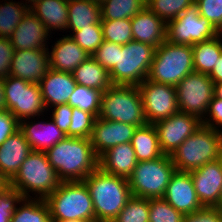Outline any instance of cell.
<instances>
[{"label":"cell","instance_id":"obj_1","mask_svg":"<svg viewBox=\"0 0 222 222\" xmlns=\"http://www.w3.org/2000/svg\"><path fill=\"white\" fill-rule=\"evenodd\" d=\"M45 153L61 182L83 181L99 167L89 138L66 136Z\"/></svg>","mask_w":222,"mask_h":222},{"label":"cell","instance_id":"obj_2","mask_svg":"<svg viewBox=\"0 0 222 222\" xmlns=\"http://www.w3.org/2000/svg\"><path fill=\"white\" fill-rule=\"evenodd\" d=\"M83 182L93 202L96 222H112L132 196L128 179L106 173L100 167Z\"/></svg>","mask_w":222,"mask_h":222},{"label":"cell","instance_id":"obj_3","mask_svg":"<svg viewBox=\"0 0 222 222\" xmlns=\"http://www.w3.org/2000/svg\"><path fill=\"white\" fill-rule=\"evenodd\" d=\"M60 183L46 153L32 151L9 181V190L19 198H32L29 192H34L37 199H46Z\"/></svg>","mask_w":222,"mask_h":222},{"label":"cell","instance_id":"obj_4","mask_svg":"<svg viewBox=\"0 0 222 222\" xmlns=\"http://www.w3.org/2000/svg\"><path fill=\"white\" fill-rule=\"evenodd\" d=\"M178 171L190 172L222 157V132L201 125L171 155Z\"/></svg>","mask_w":222,"mask_h":222},{"label":"cell","instance_id":"obj_5","mask_svg":"<svg viewBox=\"0 0 222 222\" xmlns=\"http://www.w3.org/2000/svg\"><path fill=\"white\" fill-rule=\"evenodd\" d=\"M45 201L52 221H95L93 202L83 181L61 182Z\"/></svg>","mask_w":222,"mask_h":222},{"label":"cell","instance_id":"obj_6","mask_svg":"<svg viewBox=\"0 0 222 222\" xmlns=\"http://www.w3.org/2000/svg\"><path fill=\"white\" fill-rule=\"evenodd\" d=\"M192 72V46L173 44L165 40L156 48L147 79L155 83L176 86Z\"/></svg>","mask_w":222,"mask_h":222},{"label":"cell","instance_id":"obj_7","mask_svg":"<svg viewBox=\"0 0 222 222\" xmlns=\"http://www.w3.org/2000/svg\"><path fill=\"white\" fill-rule=\"evenodd\" d=\"M99 118L137 127L147 124L138 86L112 85L101 95Z\"/></svg>","mask_w":222,"mask_h":222},{"label":"cell","instance_id":"obj_8","mask_svg":"<svg viewBox=\"0 0 222 222\" xmlns=\"http://www.w3.org/2000/svg\"><path fill=\"white\" fill-rule=\"evenodd\" d=\"M156 47L132 40L118 50L117 64L109 72L113 85L138 86L147 77Z\"/></svg>","mask_w":222,"mask_h":222},{"label":"cell","instance_id":"obj_9","mask_svg":"<svg viewBox=\"0 0 222 222\" xmlns=\"http://www.w3.org/2000/svg\"><path fill=\"white\" fill-rule=\"evenodd\" d=\"M175 170L170 155L166 154L155 160L137 162L128 178L131 195L146 199L163 198Z\"/></svg>","mask_w":222,"mask_h":222},{"label":"cell","instance_id":"obj_10","mask_svg":"<svg viewBox=\"0 0 222 222\" xmlns=\"http://www.w3.org/2000/svg\"><path fill=\"white\" fill-rule=\"evenodd\" d=\"M4 95L7 109L19 122L40 116L46 109L37 83L9 75L4 78Z\"/></svg>","mask_w":222,"mask_h":222},{"label":"cell","instance_id":"obj_11","mask_svg":"<svg viewBox=\"0 0 222 222\" xmlns=\"http://www.w3.org/2000/svg\"><path fill=\"white\" fill-rule=\"evenodd\" d=\"M215 36H217V29L209 20L200 16L196 4L167 22L166 40L173 44L193 46Z\"/></svg>","mask_w":222,"mask_h":222},{"label":"cell","instance_id":"obj_12","mask_svg":"<svg viewBox=\"0 0 222 222\" xmlns=\"http://www.w3.org/2000/svg\"><path fill=\"white\" fill-rule=\"evenodd\" d=\"M175 87L179 111L195 115L202 120L214 96V83L208 74L194 71Z\"/></svg>","mask_w":222,"mask_h":222},{"label":"cell","instance_id":"obj_13","mask_svg":"<svg viewBox=\"0 0 222 222\" xmlns=\"http://www.w3.org/2000/svg\"><path fill=\"white\" fill-rule=\"evenodd\" d=\"M147 124H155L179 112L176 87L147 78L138 85Z\"/></svg>","mask_w":222,"mask_h":222},{"label":"cell","instance_id":"obj_14","mask_svg":"<svg viewBox=\"0 0 222 222\" xmlns=\"http://www.w3.org/2000/svg\"><path fill=\"white\" fill-rule=\"evenodd\" d=\"M153 125L156 128L162 152L171 155L202 123L197 116L179 111Z\"/></svg>","mask_w":222,"mask_h":222},{"label":"cell","instance_id":"obj_15","mask_svg":"<svg viewBox=\"0 0 222 222\" xmlns=\"http://www.w3.org/2000/svg\"><path fill=\"white\" fill-rule=\"evenodd\" d=\"M190 175L203 207H218L222 192V157L191 170Z\"/></svg>","mask_w":222,"mask_h":222},{"label":"cell","instance_id":"obj_16","mask_svg":"<svg viewBox=\"0 0 222 222\" xmlns=\"http://www.w3.org/2000/svg\"><path fill=\"white\" fill-rule=\"evenodd\" d=\"M50 49L15 50L10 64V76L39 84L50 69Z\"/></svg>","mask_w":222,"mask_h":222},{"label":"cell","instance_id":"obj_17","mask_svg":"<svg viewBox=\"0 0 222 222\" xmlns=\"http://www.w3.org/2000/svg\"><path fill=\"white\" fill-rule=\"evenodd\" d=\"M137 126L97 117L90 137L95 154L100 157L111 147L131 142Z\"/></svg>","mask_w":222,"mask_h":222},{"label":"cell","instance_id":"obj_18","mask_svg":"<svg viewBox=\"0 0 222 222\" xmlns=\"http://www.w3.org/2000/svg\"><path fill=\"white\" fill-rule=\"evenodd\" d=\"M163 198L183 215L203 208L197 197L190 172L175 170Z\"/></svg>","mask_w":222,"mask_h":222},{"label":"cell","instance_id":"obj_19","mask_svg":"<svg viewBox=\"0 0 222 222\" xmlns=\"http://www.w3.org/2000/svg\"><path fill=\"white\" fill-rule=\"evenodd\" d=\"M48 33L45 25L31 11H28L9 40L14 50L48 49L49 46L46 44V40H49L48 36L50 37Z\"/></svg>","mask_w":222,"mask_h":222},{"label":"cell","instance_id":"obj_20","mask_svg":"<svg viewBox=\"0 0 222 222\" xmlns=\"http://www.w3.org/2000/svg\"><path fill=\"white\" fill-rule=\"evenodd\" d=\"M39 85L46 111H48V106L51 108L67 104L77 84L72 73L60 72L50 68Z\"/></svg>","mask_w":222,"mask_h":222},{"label":"cell","instance_id":"obj_21","mask_svg":"<svg viewBox=\"0 0 222 222\" xmlns=\"http://www.w3.org/2000/svg\"><path fill=\"white\" fill-rule=\"evenodd\" d=\"M133 40L160 46L166 40L167 23L145 6L130 19Z\"/></svg>","mask_w":222,"mask_h":222},{"label":"cell","instance_id":"obj_22","mask_svg":"<svg viewBox=\"0 0 222 222\" xmlns=\"http://www.w3.org/2000/svg\"><path fill=\"white\" fill-rule=\"evenodd\" d=\"M31 152L32 149L20 129L0 145V173L8 182Z\"/></svg>","mask_w":222,"mask_h":222},{"label":"cell","instance_id":"obj_23","mask_svg":"<svg viewBox=\"0 0 222 222\" xmlns=\"http://www.w3.org/2000/svg\"><path fill=\"white\" fill-rule=\"evenodd\" d=\"M49 52L50 68L60 72L72 73L91 55L83 50L69 35H63L53 44Z\"/></svg>","mask_w":222,"mask_h":222},{"label":"cell","instance_id":"obj_24","mask_svg":"<svg viewBox=\"0 0 222 222\" xmlns=\"http://www.w3.org/2000/svg\"><path fill=\"white\" fill-rule=\"evenodd\" d=\"M34 123L27 119L19 122V129L29 143L32 151L46 152L48 149L64 139L66 135L56 126L52 120Z\"/></svg>","mask_w":222,"mask_h":222},{"label":"cell","instance_id":"obj_25","mask_svg":"<svg viewBox=\"0 0 222 222\" xmlns=\"http://www.w3.org/2000/svg\"><path fill=\"white\" fill-rule=\"evenodd\" d=\"M131 142L111 147L99 157V167L106 173L128 179L137 165Z\"/></svg>","mask_w":222,"mask_h":222},{"label":"cell","instance_id":"obj_26","mask_svg":"<svg viewBox=\"0 0 222 222\" xmlns=\"http://www.w3.org/2000/svg\"><path fill=\"white\" fill-rule=\"evenodd\" d=\"M51 33L66 30L68 26V0H40L29 8Z\"/></svg>","mask_w":222,"mask_h":222},{"label":"cell","instance_id":"obj_27","mask_svg":"<svg viewBox=\"0 0 222 222\" xmlns=\"http://www.w3.org/2000/svg\"><path fill=\"white\" fill-rule=\"evenodd\" d=\"M33 198H19L13 195L9 222H52L45 199ZM16 204L21 205L18 207Z\"/></svg>","mask_w":222,"mask_h":222},{"label":"cell","instance_id":"obj_28","mask_svg":"<svg viewBox=\"0 0 222 222\" xmlns=\"http://www.w3.org/2000/svg\"><path fill=\"white\" fill-rule=\"evenodd\" d=\"M67 30L78 31L101 24L100 3L92 0H68Z\"/></svg>","mask_w":222,"mask_h":222},{"label":"cell","instance_id":"obj_29","mask_svg":"<svg viewBox=\"0 0 222 222\" xmlns=\"http://www.w3.org/2000/svg\"><path fill=\"white\" fill-rule=\"evenodd\" d=\"M72 75L77 85L97 89L102 93L113 85L109 72L92 56L83 61Z\"/></svg>","mask_w":222,"mask_h":222},{"label":"cell","instance_id":"obj_30","mask_svg":"<svg viewBox=\"0 0 222 222\" xmlns=\"http://www.w3.org/2000/svg\"><path fill=\"white\" fill-rule=\"evenodd\" d=\"M131 145L138 162L155 160L164 155L153 124L137 127L131 139Z\"/></svg>","mask_w":222,"mask_h":222},{"label":"cell","instance_id":"obj_31","mask_svg":"<svg viewBox=\"0 0 222 222\" xmlns=\"http://www.w3.org/2000/svg\"><path fill=\"white\" fill-rule=\"evenodd\" d=\"M221 41L218 36H215L192 46L195 72L209 74L212 71L222 54Z\"/></svg>","mask_w":222,"mask_h":222},{"label":"cell","instance_id":"obj_32","mask_svg":"<svg viewBox=\"0 0 222 222\" xmlns=\"http://www.w3.org/2000/svg\"><path fill=\"white\" fill-rule=\"evenodd\" d=\"M146 6L142 0H103L101 20L131 19Z\"/></svg>","mask_w":222,"mask_h":222},{"label":"cell","instance_id":"obj_33","mask_svg":"<svg viewBox=\"0 0 222 222\" xmlns=\"http://www.w3.org/2000/svg\"><path fill=\"white\" fill-rule=\"evenodd\" d=\"M28 11L29 7L24 2L0 4V37L10 38Z\"/></svg>","mask_w":222,"mask_h":222},{"label":"cell","instance_id":"obj_34","mask_svg":"<svg viewBox=\"0 0 222 222\" xmlns=\"http://www.w3.org/2000/svg\"><path fill=\"white\" fill-rule=\"evenodd\" d=\"M101 95L102 92L97 89L76 85L68 104L72 108L92 113L97 118L100 112Z\"/></svg>","mask_w":222,"mask_h":222},{"label":"cell","instance_id":"obj_35","mask_svg":"<svg viewBox=\"0 0 222 222\" xmlns=\"http://www.w3.org/2000/svg\"><path fill=\"white\" fill-rule=\"evenodd\" d=\"M103 40L125 45L133 40L130 19L101 20Z\"/></svg>","mask_w":222,"mask_h":222},{"label":"cell","instance_id":"obj_36","mask_svg":"<svg viewBox=\"0 0 222 222\" xmlns=\"http://www.w3.org/2000/svg\"><path fill=\"white\" fill-rule=\"evenodd\" d=\"M112 222H149V199L131 196Z\"/></svg>","mask_w":222,"mask_h":222},{"label":"cell","instance_id":"obj_37","mask_svg":"<svg viewBox=\"0 0 222 222\" xmlns=\"http://www.w3.org/2000/svg\"><path fill=\"white\" fill-rule=\"evenodd\" d=\"M195 0H150L146 6L166 23L177 18Z\"/></svg>","mask_w":222,"mask_h":222},{"label":"cell","instance_id":"obj_38","mask_svg":"<svg viewBox=\"0 0 222 222\" xmlns=\"http://www.w3.org/2000/svg\"><path fill=\"white\" fill-rule=\"evenodd\" d=\"M183 216L164 198L149 199V222H182Z\"/></svg>","mask_w":222,"mask_h":222},{"label":"cell","instance_id":"obj_39","mask_svg":"<svg viewBox=\"0 0 222 222\" xmlns=\"http://www.w3.org/2000/svg\"><path fill=\"white\" fill-rule=\"evenodd\" d=\"M69 36L91 56L104 41L101 24L73 31V34Z\"/></svg>","mask_w":222,"mask_h":222},{"label":"cell","instance_id":"obj_40","mask_svg":"<svg viewBox=\"0 0 222 222\" xmlns=\"http://www.w3.org/2000/svg\"><path fill=\"white\" fill-rule=\"evenodd\" d=\"M95 119L96 117L92 113L79 108H73L69 137L90 139Z\"/></svg>","mask_w":222,"mask_h":222},{"label":"cell","instance_id":"obj_41","mask_svg":"<svg viewBox=\"0 0 222 222\" xmlns=\"http://www.w3.org/2000/svg\"><path fill=\"white\" fill-rule=\"evenodd\" d=\"M118 50H122V45L103 41V43L92 54V57L110 72L117 64Z\"/></svg>","mask_w":222,"mask_h":222},{"label":"cell","instance_id":"obj_42","mask_svg":"<svg viewBox=\"0 0 222 222\" xmlns=\"http://www.w3.org/2000/svg\"><path fill=\"white\" fill-rule=\"evenodd\" d=\"M201 17L218 29L222 24V0H195Z\"/></svg>","mask_w":222,"mask_h":222},{"label":"cell","instance_id":"obj_43","mask_svg":"<svg viewBox=\"0 0 222 222\" xmlns=\"http://www.w3.org/2000/svg\"><path fill=\"white\" fill-rule=\"evenodd\" d=\"M206 114L207 115L205 116L207 117H204L201 120V123L207 127L215 129L216 131L222 132V99L213 96L208 105Z\"/></svg>","mask_w":222,"mask_h":222},{"label":"cell","instance_id":"obj_44","mask_svg":"<svg viewBox=\"0 0 222 222\" xmlns=\"http://www.w3.org/2000/svg\"><path fill=\"white\" fill-rule=\"evenodd\" d=\"M182 222H222V210L218 207H203L184 215Z\"/></svg>","mask_w":222,"mask_h":222},{"label":"cell","instance_id":"obj_45","mask_svg":"<svg viewBox=\"0 0 222 222\" xmlns=\"http://www.w3.org/2000/svg\"><path fill=\"white\" fill-rule=\"evenodd\" d=\"M52 109V119L56 126L69 137V126L71 125V117L73 108L67 104L57 105Z\"/></svg>","mask_w":222,"mask_h":222},{"label":"cell","instance_id":"obj_46","mask_svg":"<svg viewBox=\"0 0 222 222\" xmlns=\"http://www.w3.org/2000/svg\"><path fill=\"white\" fill-rule=\"evenodd\" d=\"M14 51L9 38L0 37V78L9 76Z\"/></svg>","mask_w":222,"mask_h":222},{"label":"cell","instance_id":"obj_47","mask_svg":"<svg viewBox=\"0 0 222 222\" xmlns=\"http://www.w3.org/2000/svg\"><path fill=\"white\" fill-rule=\"evenodd\" d=\"M19 129V121L10 110L0 111V145Z\"/></svg>","mask_w":222,"mask_h":222},{"label":"cell","instance_id":"obj_48","mask_svg":"<svg viewBox=\"0 0 222 222\" xmlns=\"http://www.w3.org/2000/svg\"><path fill=\"white\" fill-rule=\"evenodd\" d=\"M12 194L9 193L0 198V222L10 221V212L12 208Z\"/></svg>","mask_w":222,"mask_h":222},{"label":"cell","instance_id":"obj_49","mask_svg":"<svg viewBox=\"0 0 222 222\" xmlns=\"http://www.w3.org/2000/svg\"><path fill=\"white\" fill-rule=\"evenodd\" d=\"M208 76L213 81V83L222 82V54L218 59L216 66L212 69Z\"/></svg>","mask_w":222,"mask_h":222},{"label":"cell","instance_id":"obj_50","mask_svg":"<svg viewBox=\"0 0 222 222\" xmlns=\"http://www.w3.org/2000/svg\"><path fill=\"white\" fill-rule=\"evenodd\" d=\"M9 182L7 179L0 173V198L4 197L5 195L9 194Z\"/></svg>","mask_w":222,"mask_h":222},{"label":"cell","instance_id":"obj_51","mask_svg":"<svg viewBox=\"0 0 222 222\" xmlns=\"http://www.w3.org/2000/svg\"><path fill=\"white\" fill-rule=\"evenodd\" d=\"M7 110V105L4 95V79L0 78V111Z\"/></svg>","mask_w":222,"mask_h":222},{"label":"cell","instance_id":"obj_52","mask_svg":"<svg viewBox=\"0 0 222 222\" xmlns=\"http://www.w3.org/2000/svg\"><path fill=\"white\" fill-rule=\"evenodd\" d=\"M214 96L222 99V82L214 83Z\"/></svg>","mask_w":222,"mask_h":222},{"label":"cell","instance_id":"obj_53","mask_svg":"<svg viewBox=\"0 0 222 222\" xmlns=\"http://www.w3.org/2000/svg\"><path fill=\"white\" fill-rule=\"evenodd\" d=\"M26 1H28V2H26L25 4L30 8V7H32L35 3H37L40 0H26ZM29 2H30V4H27Z\"/></svg>","mask_w":222,"mask_h":222},{"label":"cell","instance_id":"obj_54","mask_svg":"<svg viewBox=\"0 0 222 222\" xmlns=\"http://www.w3.org/2000/svg\"><path fill=\"white\" fill-rule=\"evenodd\" d=\"M52 222H96V221L65 220V221H52Z\"/></svg>","mask_w":222,"mask_h":222},{"label":"cell","instance_id":"obj_55","mask_svg":"<svg viewBox=\"0 0 222 222\" xmlns=\"http://www.w3.org/2000/svg\"><path fill=\"white\" fill-rule=\"evenodd\" d=\"M217 36L221 39L222 38V24L217 29Z\"/></svg>","mask_w":222,"mask_h":222},{"label":"cell","instance_id":"obj_56","mask_svg":"<svg viewBox=\"0 0 222 222\" xmlns=\"http://www.w3.org/2000/svg\"><path fill=\"white\" fill-rule=\"evenodd\" d=\"M218 208H220L222 210V192H221V196H220V199H219Z\"/></svg>","mask_w":222,"mask_h":222},{"label":"cell","instance_id":"obj_57","mask_svg":"<svg viewBox=\"0 0 222 222\" xmlns=\"http://www.w3.org/2000/svg\"><path fill=\"white\" fill-rule=\"evenodd\" d=\"M92 1H95V2L101 3L103 0H92Z\"/></svg>","mask_w":222,"mask_h":222},{"label":"cell","instance_id":"obj_58","mask_svg":"<svg viewBox=\"0 0 222 222\" xmlns=\"http://www.w3.org/2000/svg\"><path fill=\"white\" fill-rule=\"evenodd\" d=\"M143 3L147 4L150 0H142Z\"/></svg>","mask_w":222,"mask_h":222}]
</instances>
